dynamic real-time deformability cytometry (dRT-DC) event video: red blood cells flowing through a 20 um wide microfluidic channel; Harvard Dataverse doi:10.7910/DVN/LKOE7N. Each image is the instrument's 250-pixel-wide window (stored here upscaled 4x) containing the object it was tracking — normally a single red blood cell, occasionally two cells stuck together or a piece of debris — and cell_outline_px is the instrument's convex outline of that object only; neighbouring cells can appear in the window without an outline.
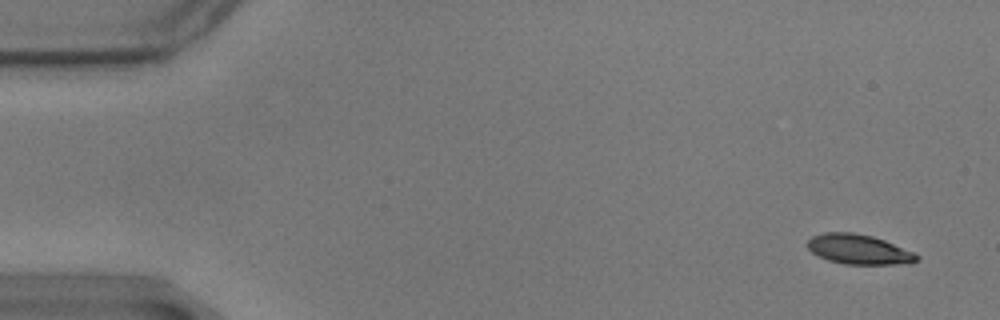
{"species": "common noctule bat (a hibernating species)", "species_latin": "Nyctalus noctula", "temperature_condition": "warm", "stored_images_in_passage": 59, "camera_frame_rate_fps": 3000, "um_per_image_px": 0.085, "animal": {"sex": "male", "body_mass_g": 17.9}, "frame": {"image": 1, "passage_image": 3, "time_ms": 0.667, "image_size_px": [1000, 320], "cell_outline_px": [[920, 260], [912, 264], [844, 264], [828, 260], [812, 252], [804, 244], [812, 236], [824, 232], [852, 232], [872, 236], [884, 240], [912, 252], [920, 256]], "centroid_in_image_um": [72.99, 21.2], "position_along_channel_um": 12.0, "area_um2": 19.07}}
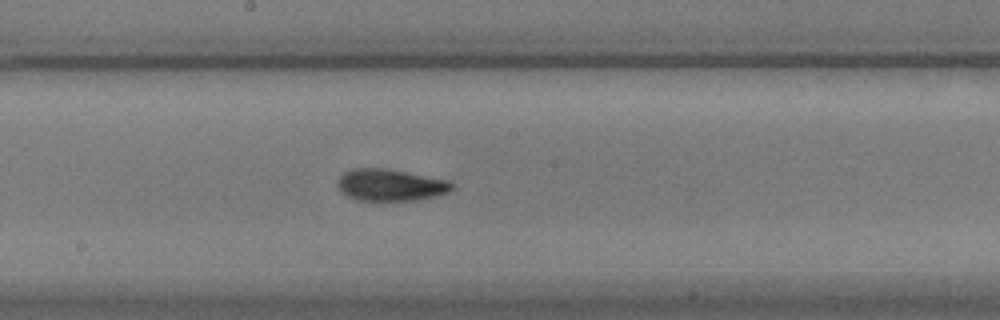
{"frame": {"image": 2, "passage_image": 31, "time_ms": 10.0, "image_size_px": [1000, 320], "cell_outline_px": [[452, 188], [448, 192], [416, 200], [380, 204], [356, 200], [348, 196], [340, 188], [340, 176], [344, 172], [352, 168], [388, 168], [448, 180], [452, 184]], "centroid_in_image_um": [33.17, 15.76], "position_along_channel_um": 215.0, "area_um2": 21.68}}
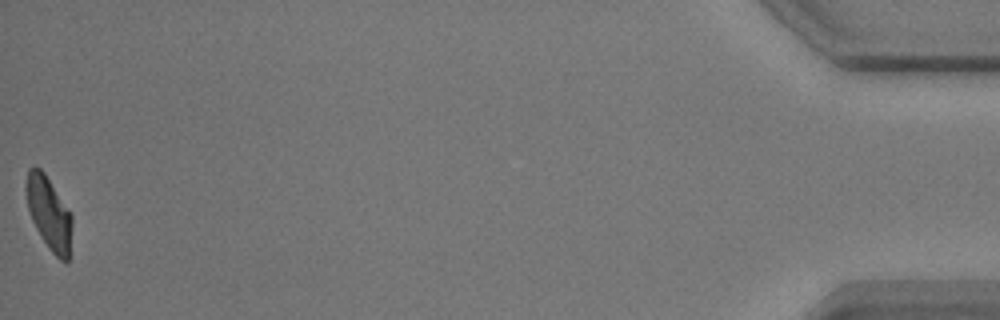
{"frame": {"image": 3, "passage_image": 58, "time_ms": 19.0, "image_size_px": [1000, 320], "cell_outline_px": [[72, 224], [68, 260], [60, 260], [48, 248], [36, 228], [32, 220], [28, 208], [24, 188], [24, 184], [28, 168], [40, 168], [44, 172], [72, 216]], "centroid_in_image_um": [4.12, 18.1], "position_along_channel_um": 431.1, "area_um2": 19.25}}